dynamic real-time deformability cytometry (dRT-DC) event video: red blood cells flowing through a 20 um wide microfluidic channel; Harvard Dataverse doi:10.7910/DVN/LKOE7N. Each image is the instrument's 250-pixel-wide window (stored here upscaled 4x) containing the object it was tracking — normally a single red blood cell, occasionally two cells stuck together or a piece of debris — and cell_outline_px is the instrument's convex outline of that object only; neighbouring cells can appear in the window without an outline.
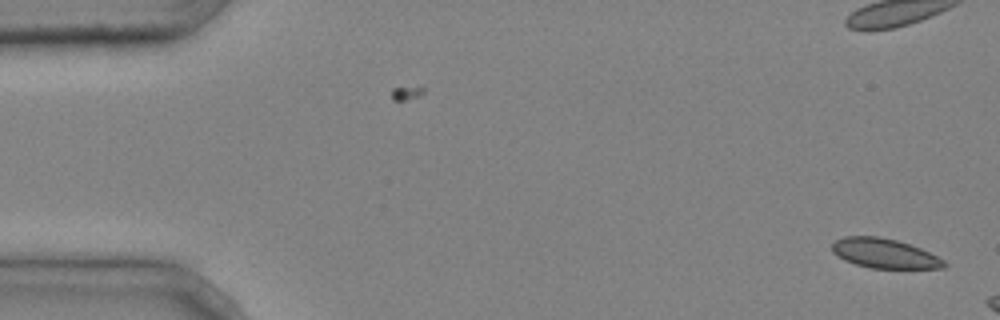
{"species": "common noctule bat (a hibernating species)", "species_latin": "Nyctalus noctula", "temperature_condition": "cold", "stored_images_in_passage": 2, "camera_frame_rate_fps": 3000, "um_per_image_px": 0.085, "animal": {"sex": "male", "body_mass_g": 20.4}, "frame": {"image": 1, "passage_image": 2, "time_ms": 0.333, "image_size_px": [1000, 320], "cell_outline_px": [[948, 264], [944, 268], [868, 268], [844, 260], [832, 252], [832, 244], [836, 240], [844, 236], [880, 236], [896, 240], [920, 248], [944, 260]], "centroid_in_image_um": [75.16, 21.54], "position_along_channel_um": 9.8, "area_um2": 19.25}}